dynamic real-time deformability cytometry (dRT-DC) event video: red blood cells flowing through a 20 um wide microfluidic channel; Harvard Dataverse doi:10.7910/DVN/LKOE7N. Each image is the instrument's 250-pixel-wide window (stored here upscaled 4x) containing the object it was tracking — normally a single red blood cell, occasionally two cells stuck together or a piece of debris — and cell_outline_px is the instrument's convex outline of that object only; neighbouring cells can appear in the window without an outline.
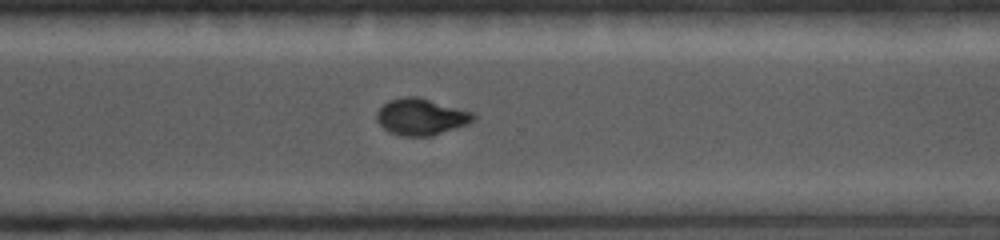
{"species": "common noctule bat (a hibernating species)", "species_latin": "Nyctalus noctula", "temperature_condition": "cold", "stored_images_in_passage": 22, "camera_frame_rate_fps": 5000, "um_per_image_px": 0.085, "animal": {"sex": "female", "body_mass_g": 19.0, "forearm_length_mm": 56.7}, "frame": {"image": 1, "passage_image": 22, "time_ms": 9.2, "image_size_px": [1000, 240], "cell_outline_px": [[476, 120], [468, 124], [432, 136], [400, 136], [384, 128], [376, 120], [376, 112], [388, 100], [404, 96], [416, 96], [476, 112]], "centroid_in_image_um": [35.83, 9.92], "position_along_channel_um": 334.8, "area_um2": 20.81}}